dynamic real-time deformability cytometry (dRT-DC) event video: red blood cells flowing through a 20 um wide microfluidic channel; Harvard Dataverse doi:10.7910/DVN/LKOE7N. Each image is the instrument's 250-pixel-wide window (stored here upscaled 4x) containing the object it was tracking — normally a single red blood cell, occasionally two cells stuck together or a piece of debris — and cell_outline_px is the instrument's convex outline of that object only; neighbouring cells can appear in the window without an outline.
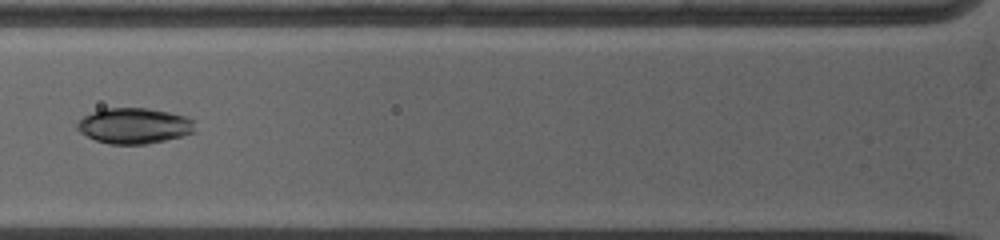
{"species": "common noctule bat (a hibernating species)", "species_latin": "Nyctalus noctula", "temperature_condition": "warm", "stored_images_in_passage": 6, "camera_frame_rate_fps": 5000, "um_per_image_px": 0.085, "animal": {"sex": "female", "body_mass_g": 19.0, "forearm_length_mm": 53.3}, "frame": {"image": 1, "passage_image": 3, "time_ms": 2.0, "image_size_px": [1000, 240], "cell_outline_px": [[196, 132], [184, 136], [148, 144], [108, 144], [96, 140], [80, 132], [76, 128], [76, 124], [84, 116], [92, 112], [104, 108], [148, 108], [168, 112], [184, 116], [196, 120]], "centroid_in_image_um": [11.46, 10.69], "position_along_channel_um": 114.3, "area_um2": 24.74}}
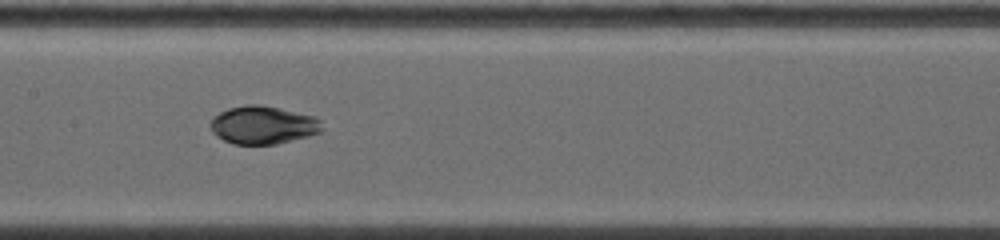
{"frame": {"image": 2, "passage_image": 5, "time_ms": 3.8, "image_size_px": [1000, 240], "cell_outline_px": [[324, 132], [276, 144], [236, 144], [224, 140], [216, 136], [212, 132], [208, 124], [212, 116], [228, 108], [248, 104], [260, 104], [280, 108], [312, 116], [320, 120]], "centroid_in_image_um": [22.32, 10.62], "position_along_channel_um": 185.1, "area_um2": 24.91}}
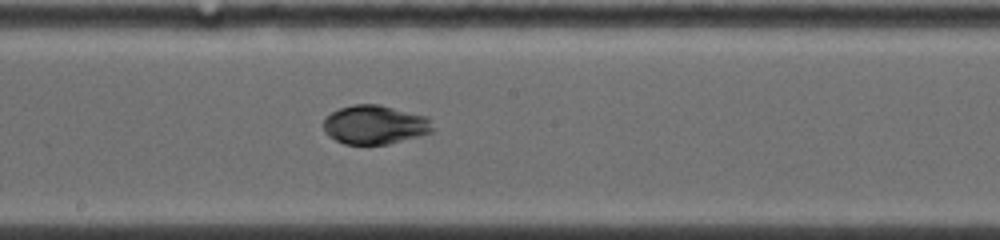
{"frame": {"image": 3, "passage_image": 6, "time_ms": 4.6, "image_size_px": [1000, 240], "cell_outline_px": [[436, 128], [432, 132], [420, 136], [388, 144], [344, 144], [328, 136], [324, 132], [324, 120], [332, 112], [340, 108], [352, 104], [380, 104], [428, 116], [432, 120]], "centroid_in_image_um": [31.92, 10.6], "position_along_channel_um": 216.3, "area_um2": 25.14}}